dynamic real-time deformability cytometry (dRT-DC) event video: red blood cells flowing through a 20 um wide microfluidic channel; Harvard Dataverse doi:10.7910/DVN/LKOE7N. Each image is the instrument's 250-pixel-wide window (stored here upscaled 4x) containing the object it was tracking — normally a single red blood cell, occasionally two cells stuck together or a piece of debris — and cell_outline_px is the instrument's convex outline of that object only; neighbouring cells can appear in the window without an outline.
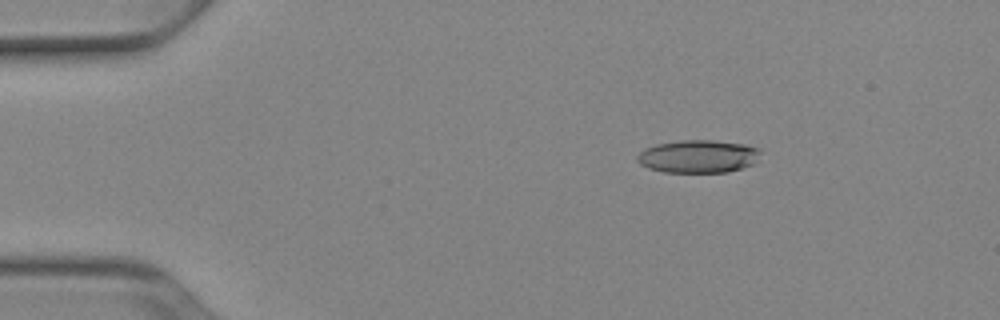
{"species": "Egyptian fruit bat (a non-hibernating species)", "species_latin": "Rousettus aegyptiacus", "temperature_condition": "cold", "stored_images_in_passage": 52, "camera_frame_rate_fps": 3000, "um_per_image_px": 0.085, "animal": {"sex": "female"}, "frame": {"image": 1, "passage_image": 9, "time_ms": 2.667, "image_size_px": [1000, 320], "cell_outline_px": [[760, 152], [756, 160], [752, 164], [728, 172], [664, 172], [648, 168], [640, 164], [636, 160], [636, 156], [644, 148], [656, 144], [680, 140], [712, 140], [744, 144], [760, 148]], "centroid_in_image_um": [59.31, 13.29], "position_along_channel_um": 25.7, "area_um2": 23.64}}
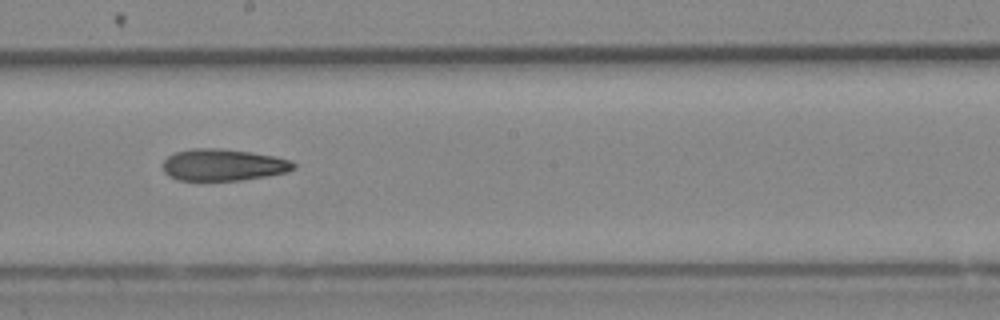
{"frame": {"image": 2, "passage_image": 30, "time_ms": 9.667, "image_size_px": [1000, 320], "cell_outline_px": [[296, 168], [288, 172], [240, 180], [180, 180], [168, 176], [164, 172], [164, 160], [168, 156], [176, 152], [192, 148], [220, 148], [252, 152], [276, 156], [288, 160], [296, 164]], "centroid_in_image_um": [18.98, 14.0], "position_along_channel_um": 229.2, "area_um2": 24.16}}
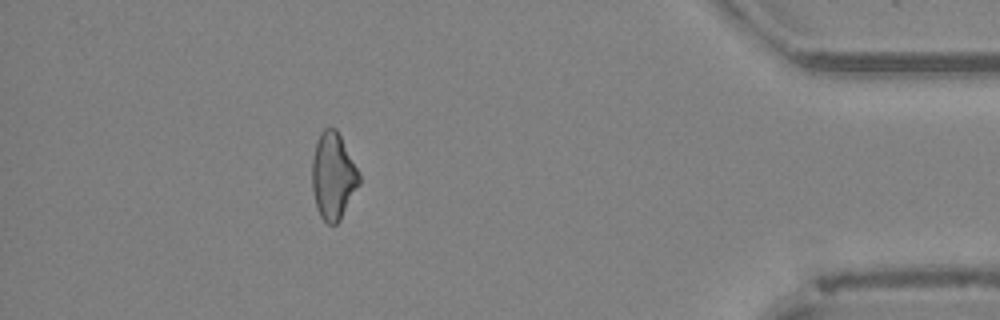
{"frame": {"image": 3, "passage_image": 47, "time_ms": 15.333, "image_size_px": [1000, 320], "cell_outline_px": [[360, 184], [340, 220], [336, 224], [328, 224], [320, 216], [316, 208], [312, 188], [312, 160], [316, 144], [320, 132], [324, 128], [336, 128], [360, 172]], "centroid_in_image_um": [28.32, 14.97], "position_along_channel_um": 406.9, "area_um2": 23.87}, "authors_computed_cell_mechanics": {"area_um2": 24.1893, "velocity_mm_per_s": 3.9405, "shape_relaxation_time_tau1_ms": null, "shape_relaxation_time_tau2_ms": 8.5112, "deformation_change_tau1": null, "deformation_change_tau2": 0.2188}}